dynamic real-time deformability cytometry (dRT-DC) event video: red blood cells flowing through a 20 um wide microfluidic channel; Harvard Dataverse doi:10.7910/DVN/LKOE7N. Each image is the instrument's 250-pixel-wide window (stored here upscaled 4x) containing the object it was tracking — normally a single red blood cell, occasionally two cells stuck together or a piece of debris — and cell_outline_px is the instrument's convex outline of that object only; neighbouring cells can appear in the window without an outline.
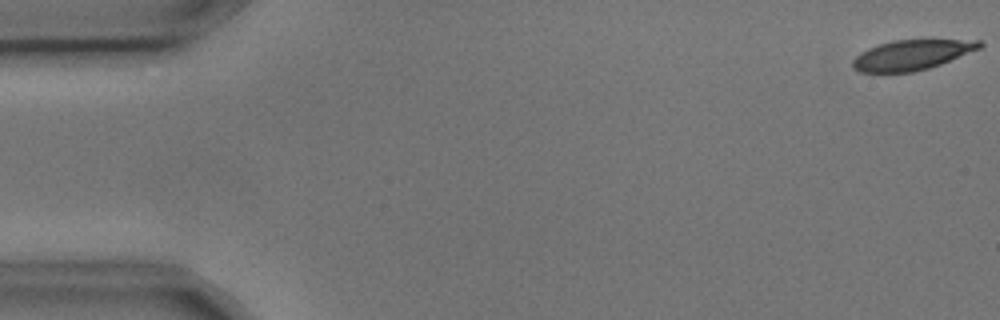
{"species": "common noctule bat (a hibernating species)", "species_latin": "Nyctalus noctula", "temperature_condition": "cold", "stored_images_in_passage": 6, "camera_frame_rate_fps": 3000, "um_per_image_px": 0.085, "animal": {"sex": "male", "body_mass_g": 17.9, "forearm_length_mm": 54.2}, "frame": {"image": 1, "passage_image": 1, "time_ms": 0.0, "image_size_px": [1000, 320], "cell_outline_px": [[984, 44], [980, 48], [940, 64], [928, 68], [912, 72], [860, 72], [852, 68], [852, 60], [860, 52], [868, 48], [892, 40], [980, 40]], "centroid_in_image_um": [77.47, 4.67], "position_along_channel_um": 7.5, "area_um2": 22.02}}